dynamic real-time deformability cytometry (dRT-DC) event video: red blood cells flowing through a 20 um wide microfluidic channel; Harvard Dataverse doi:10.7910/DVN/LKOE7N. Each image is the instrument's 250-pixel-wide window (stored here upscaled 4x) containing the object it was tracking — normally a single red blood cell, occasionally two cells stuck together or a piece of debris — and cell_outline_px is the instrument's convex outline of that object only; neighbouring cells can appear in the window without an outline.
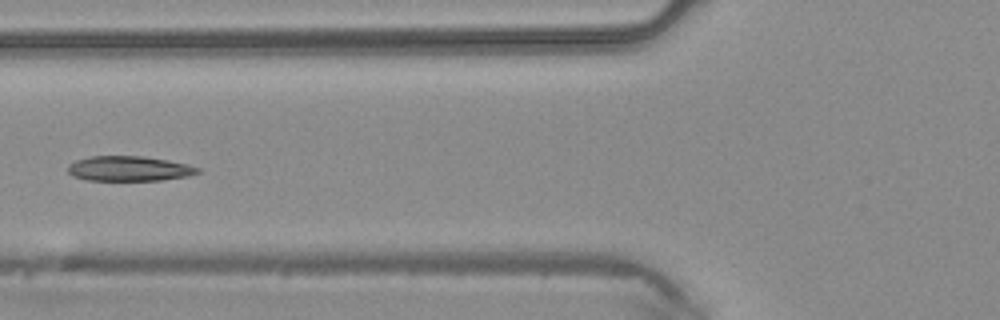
{"species": "common noctule bat (a hibernating species)", "species_latin": "Nyctalus noctula", "temperature_condition": "warm", "stored_images_in_passage": 5, "camera_frame_rate_fps": 3000, "um_per_image_px": 0.085, "animal": {"sex": "male", "body_mass_g": 20.4}, "frame": {"image": 1, "passage_image": 5, "time_ms": 1.333, "image_size_px": [1000, 320], "cell_outline_px": [[200, 172], [188, 176], [160, 180], [88, 180], [72, 176], [68, 172], [68, 164], [76, 160], [92, 156], [144, 156], [168, 160], [188, 164], [200, 168]], "centroid_in_image_um": [10.98, 14.33], "position_along_channel_um": 114.8, "area_um2": 18.9}}